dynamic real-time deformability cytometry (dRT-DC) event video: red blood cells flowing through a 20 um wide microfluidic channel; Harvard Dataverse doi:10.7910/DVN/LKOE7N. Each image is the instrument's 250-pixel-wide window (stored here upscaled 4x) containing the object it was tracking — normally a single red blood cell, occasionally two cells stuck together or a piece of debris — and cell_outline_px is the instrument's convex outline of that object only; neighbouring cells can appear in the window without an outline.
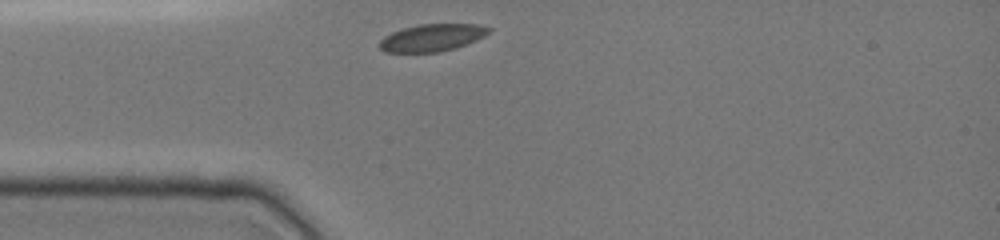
{"species": "common noctule bat (a hibernating species)", "species_latin": "Nyctalus noctula", "temperature_condition": "cold", "stored_images_in_passage": 29, "camera_frame_rate_fps": 3000, "um_per_image_px": 0.085, "animal": {"sex": "female", "body_mass_g": 19.0, "forearm_length_mm": 51.5}, "frame": {"image": 1, "passage_image": 1, "time_ms": 0.0, "image_size_px": [1000, 240], "cell_outline_px": [[492, 28], [484, 36], [476, 40], [456, 48], [440, 52], [384, 52], [376, 44], [384, 36], [392, 32], [404, 28], [420, 24], [476, 24]], "centroid_in_image_um": [36.69, 3.21], "position_along_channel_um": 48.3, "area_um2": 17.4}}
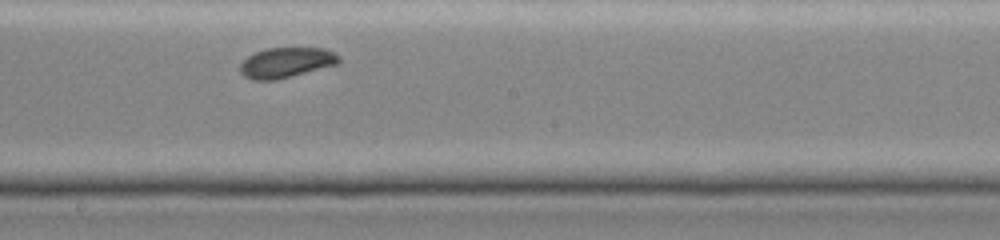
{"frame": {"image": 2, "passage_image": 15, "time_ms": 4.667, "image_size_px": [1000, 240], "cell_outline_px": [[340, 60], [336, 64], [292, 76], [276, 80], [252, 80], [244, 76], [240, 72], [240, 64], [248, 56], [256, 52], [268, 48], [324, 48], [340, 56]], "centroid_in_image_um": [24.3, 5.32], "position_along_channel_um": 223.9, "area_um2": 17.22}}
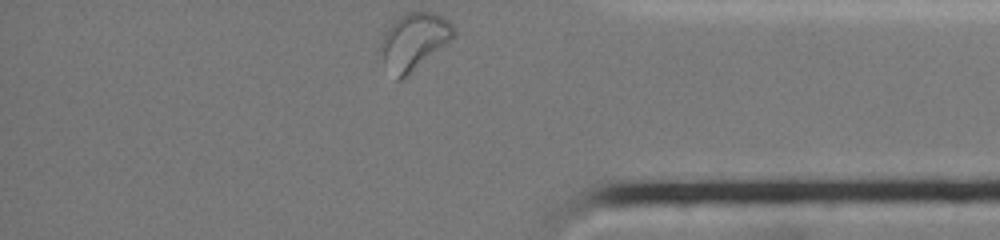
{"frame": {"image": 3, "passage_image": 29, "time_ms": 9.333, "image_size_px": [1000, 240], "cell_outline_px": [[456, 36], [452, 40], [408, 76], [400, 80], [396, 80], [384, 60], [380, 52], [380, 40], [384, 32], [392, 20], [408, 12], [436, 12], [448, 20], [456, 28]], "centroid_in_image_um": [35.21, 3.49], "position_along_channel_um": 400.0, "area_um2": 24.45}, "authors_computed_cell_mechanics": {"area_um2": 17.5134, "velocity_mm_per_s": 3.9149, "shape_relaxation_time_tau1_ms": 2.7032, "shape_relaxation_time_tau2_ms": null, "deformation_change_tau1": 0.0657, "deformation_change_tau2": null}}